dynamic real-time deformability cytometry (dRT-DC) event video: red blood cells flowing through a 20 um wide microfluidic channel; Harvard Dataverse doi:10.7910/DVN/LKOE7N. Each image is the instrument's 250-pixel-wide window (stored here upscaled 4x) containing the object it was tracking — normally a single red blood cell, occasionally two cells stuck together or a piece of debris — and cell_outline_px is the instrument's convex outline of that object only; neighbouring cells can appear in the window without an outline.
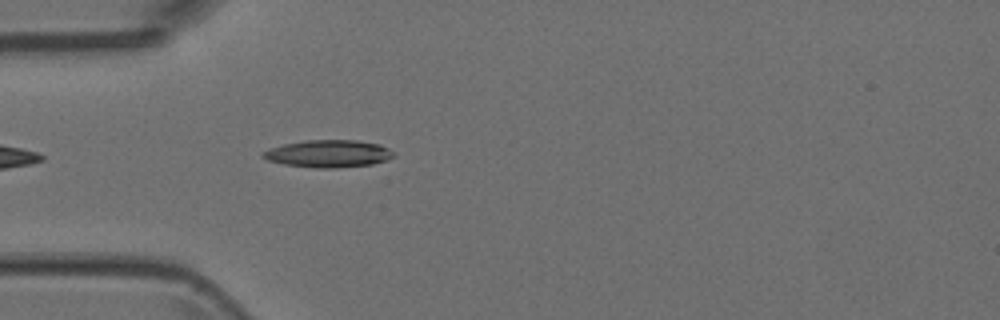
{"species": "Egyptian fruit bat (a non-hibernating species)", "species_latin": "Rousettus aegyptiacus", "temperature_condition": "room temperature", "stored_images_in_passage": 5, "camera_frame_rate_fps": 3000, "um_per_image_px": 0.085, "animal": {"sex": "female"}, "frame": {"image": 1, "passage_image": 5, "time_ms": 1.333, "image_size_px": [1000, 320], "cell_outline_px": [[396, 156], [388, 160], [372, 164], [336, 168], [316, 168], [284, 164], [268, 160], [260, 156], [268, 148], [284, 144], [304, 140], [356, 140], [380, 144], [396, 152]], "centroid_in_image_um": [27.96, 13.06], "position_along_channel_um": 57.0, "area_um2": 21.04}}